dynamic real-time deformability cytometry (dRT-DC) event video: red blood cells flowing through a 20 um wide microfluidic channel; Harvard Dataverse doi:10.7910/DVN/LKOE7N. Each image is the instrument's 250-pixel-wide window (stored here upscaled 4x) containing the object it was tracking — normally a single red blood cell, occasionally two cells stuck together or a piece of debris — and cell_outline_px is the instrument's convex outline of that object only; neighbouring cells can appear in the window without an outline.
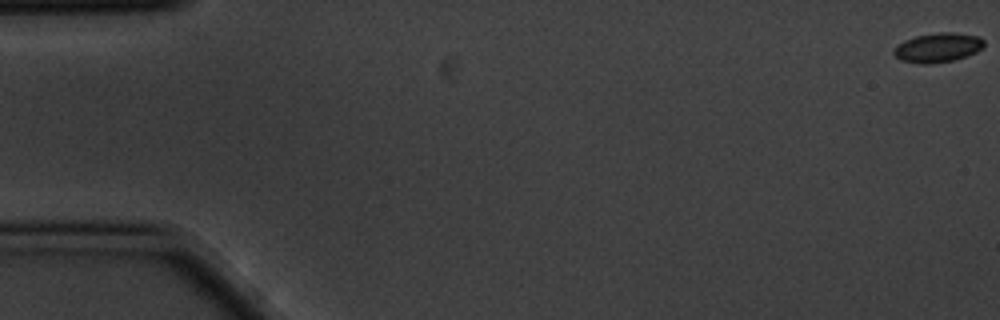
{"species": "common noctule bat (a hibernating species)", "species_latin": "Nyctalus noctula", "temperature_condition": "cold", "stored_images_in_passage": 6, "camera_frame_rate_fps": 3000, "um_per_image_px": 0.085, "animal": {"sex": "male", "body_mass_g": 20.1, "forearm_length_mm": 53.5}, "frame": {"image": 1, "passage_image": 1, "time_ms": 0.0, "image_size_px": [1000, 320], "cell_outline_px": [[984, 44], [976, 52], [952, 60], [932, 64], [920, 64], [900, 60], [892, 52], [904, 40], [916, 36], [940, 32], [952, 32], [976, 36], [984, 40]], "centroid_in_image_um": [79.69, 4.05], "position_along_channel_um": 5.3, "area_um2": 15.14}}
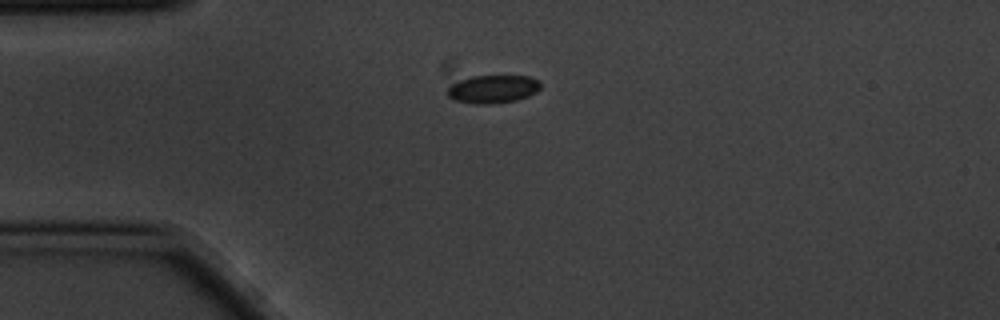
{"frame": {"image": 2, "passage_image": 5, "time_ms": 1.333, "image_size_px": [1000, 320], "cell_outline_px": [[540, 88], [536, 92], [528, 96], [516, 100], [492, 104], [476, 104], [452, 100], [448, 96], [448, 88], [452, 84], [460, 80], [472, 76], [528, 76], [540, 80]], "centroid_in_image_um": [41.9, 7.57], "position_along_channel_um": 43.1, "area_um2": 15.26}}